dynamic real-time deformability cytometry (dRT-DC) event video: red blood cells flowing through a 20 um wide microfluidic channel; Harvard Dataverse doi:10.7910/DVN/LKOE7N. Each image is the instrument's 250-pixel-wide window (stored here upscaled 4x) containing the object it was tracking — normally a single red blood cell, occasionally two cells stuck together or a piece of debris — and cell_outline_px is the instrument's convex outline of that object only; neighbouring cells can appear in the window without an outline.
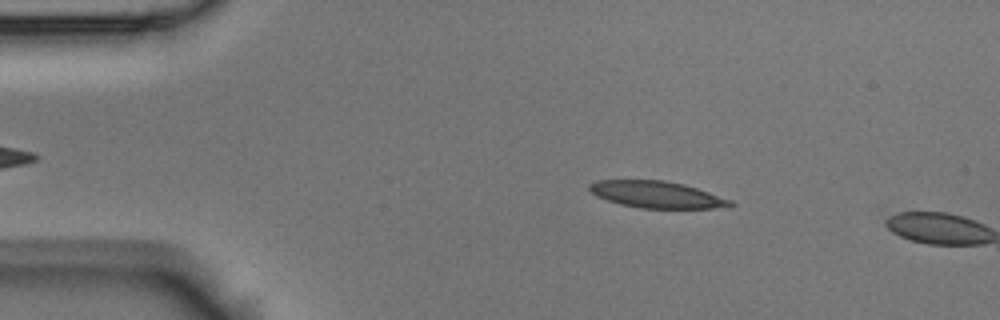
{"species": "Egyptian fruit bat (a non-hibernating species)", "species_latin": "Rousettus aegyptiacus", "temperature_condition": "room temperature", "stored_images_in_passage": 9, "camera_frame_rate_fps": 3000, "um_per_image_px": 0.085, "animal": {"sex": "male"}, "frame": {"image": 1, "passage_image": 8, "time_ms": 2.333, "image_size_px": [1000, 320], "cell_outline_px": [[736, 204], [732, 208], [640, 208], [620, 204], [596, 196], [588, 188], [588, 184], [596, 180], [664, 180], [684, 184], [732, 200]], "centroid_in_image_um": [55.86, 16.54], "position_along_channel_um": 29.1, "area_um2": 22.08}}